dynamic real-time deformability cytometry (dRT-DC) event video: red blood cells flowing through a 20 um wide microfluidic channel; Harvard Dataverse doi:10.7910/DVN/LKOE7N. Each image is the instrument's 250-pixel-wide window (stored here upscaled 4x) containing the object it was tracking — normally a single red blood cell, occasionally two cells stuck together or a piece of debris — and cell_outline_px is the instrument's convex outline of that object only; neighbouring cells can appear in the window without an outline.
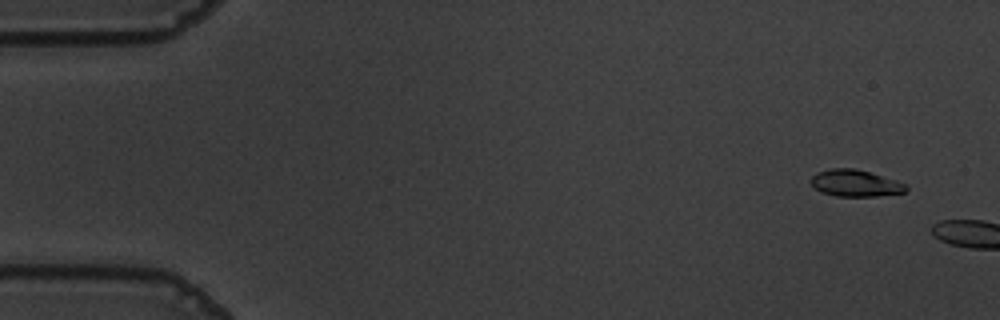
{"species": "common noctule bat (a hibernating species)", "species_latin": "Nyctalus noctula", "temperature_condition": "warm", "stored_images_in_passage": 7, "camera_frame_rate_fps": 3000, "um_per_image_px": 0.085, "animal": {"sex": "male", "body_mass_g": 19.5, "forearm_length_mm": 54.6}, "frame": {"image": 1, "passage_image": 4, "time_ms": 1.0, "image_size_px": [1000, 320], "cell_outline_px": [[908, 188], [904, 192], [876, 196], [836, 196], [820, 192], [808, 180], [816, 172], [832, 168], [856, 168], [896, 180], [908, 184]], "centroid_in_image_um": [72.69, 15.56], "position_along_channel_um": 12.3, "area_um2": 14.91}}